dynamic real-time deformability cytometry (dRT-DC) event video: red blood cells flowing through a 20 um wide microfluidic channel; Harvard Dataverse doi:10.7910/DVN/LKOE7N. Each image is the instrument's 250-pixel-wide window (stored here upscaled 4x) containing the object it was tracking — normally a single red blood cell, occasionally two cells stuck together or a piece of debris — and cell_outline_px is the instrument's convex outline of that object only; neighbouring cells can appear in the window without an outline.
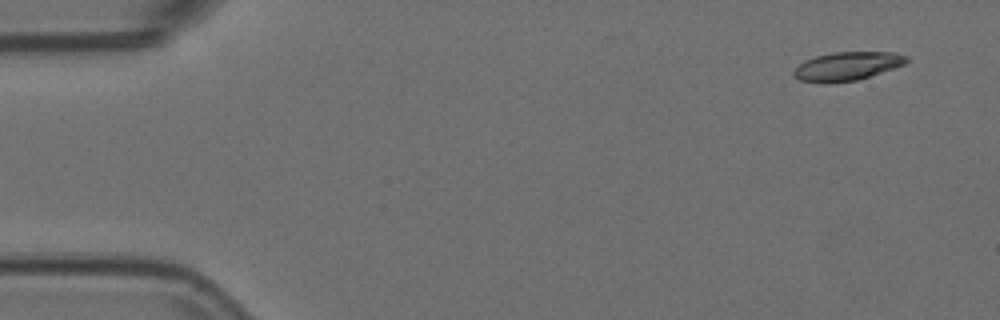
{"species": "Egyptian fruit bat (a non-hibernating species)", "species_latin": "Rousettus aegyptiacus", "temperature_condition": "room temperature", "stored_images_in_passage": 8, "camera_frame_rate_fps": 3000, "um_per_image_px": 0.085, "animal": {"sex": "female"}, "frame": {"image": 1, "passage_image": 1, "time_ms": 0.0, "image_size_px": [1000, 320], "cell_outline_px": [[908, 60], [904, 64], [856, 80], [828, 84], [824, 84], [800, 80], [792, 72], [804, 60], [816, 56], [832, 52], [892, 52], [908, 56]], "centroid_in_image_um": [71.97, 5.63], "position_along_channel_um": 13.0, "area_um2": 18.61}}
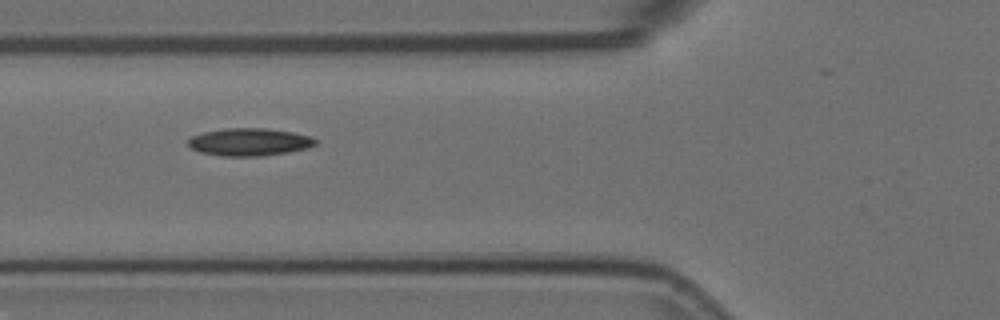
{"frame": {"image": 2, "passage_image": 6, "time_ms": 1.667, "image_size_px": [1000, 320], "cell_outline_px": [[316, 144], [308, 148], [288, 152], [260, 156], [220, 156], [200, 152], [192, 148], [188, 144], [188, 140], [192, 136], [204, 132], [224, 128], [264, 128], [292, 132], [308, 136], [316, 140]], "centroid_in_image_um": [21.17, 12.07], "position_along_channel_um": 104.6, "area_um2": 20.35}}
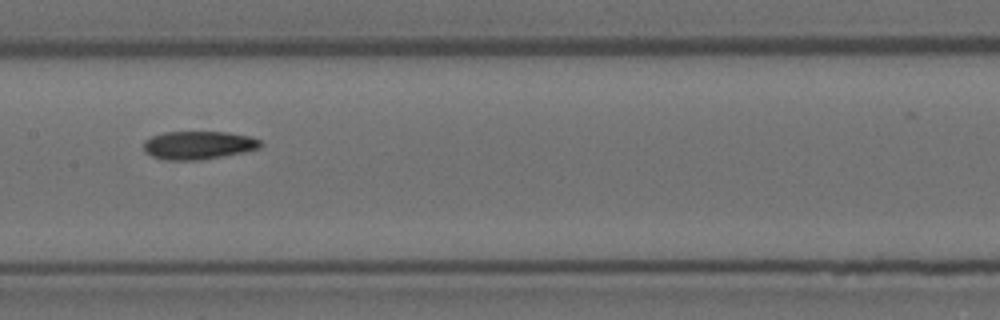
{"frame": {"image": 3, "passage_image": 8, "time_ms": 2.333, "image_size_px": [1000, 320], "cell_outline_px": [[264, 144], [260, 148], [244, 152], [200, 160], [172, 160], [152, 156], [144, 152], [144, 140], [152, 136], [164, 132], [228, 132], [248, 136], [260, 140]], "centroid_in_image_um": [16.87, 12.33], "position_along_channel_um": 190.5, "area_um2": 19.19}}